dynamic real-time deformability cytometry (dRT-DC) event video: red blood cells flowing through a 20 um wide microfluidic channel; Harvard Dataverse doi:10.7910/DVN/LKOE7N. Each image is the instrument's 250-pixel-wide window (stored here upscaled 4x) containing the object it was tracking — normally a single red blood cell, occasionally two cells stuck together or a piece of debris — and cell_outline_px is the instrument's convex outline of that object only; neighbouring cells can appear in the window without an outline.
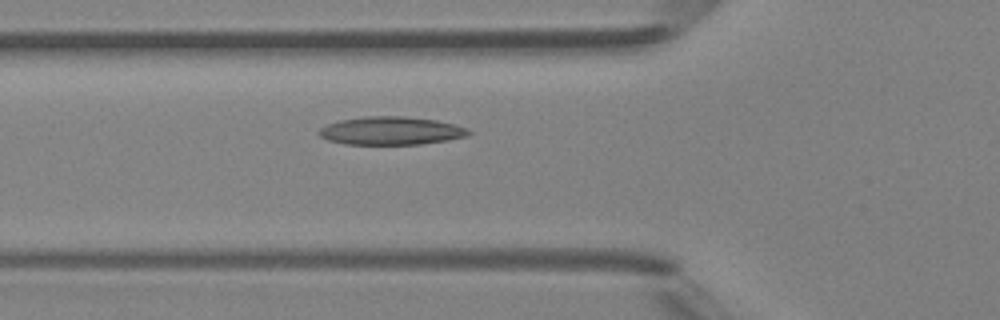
{"species": "Egyptian fruit bat (a non-hibernating species)", "species_latin": "Rousettus aegyptiacus", "temperature_condition": "room temperature", "stored_images_in_passage": 2, "camera_frame_rate_fps": 3000, "um_per_image_px": 0.085, "animal": {"sex": "female"}, "frame": {"image": 1, "passage_image": 2, "time_ms": 2.0, "image_size_px": [1000, 320], "cell_outline_px": [[472, 132], [468, 136], [448, 140], [420, 144], [344, 144], [328, 140], [320, 136], [316, 132], [320, 128], [328, 124], [340, 120], [364, 116], [404, 116], [436, 120], [456, 124], [468, 128]], "centroid_in_image_um": [33.26, 11.11], "position_along_channel_um": 92.5, "area_um2": 24.68}}